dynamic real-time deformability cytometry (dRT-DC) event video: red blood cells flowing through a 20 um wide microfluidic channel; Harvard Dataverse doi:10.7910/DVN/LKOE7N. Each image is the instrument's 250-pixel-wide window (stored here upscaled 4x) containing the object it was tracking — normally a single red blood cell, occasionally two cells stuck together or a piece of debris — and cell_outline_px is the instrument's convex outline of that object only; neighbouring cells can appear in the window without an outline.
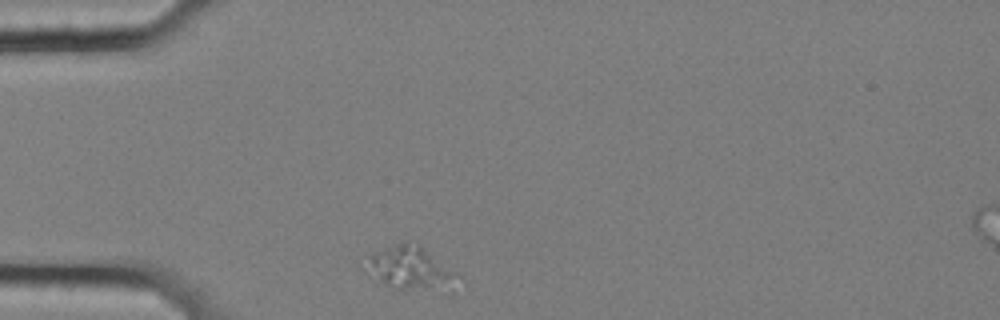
{"species": "common noctule bat (a hibernating species)", "species_latin": "Nyctalus noctula", "temperature_condition": "cold", "stored_images_in_passage": 38, "segment_of_instrument_passage": [1, 2], "camera_frame_rate_fps": 3000, "um_per_image_px": 0.085, "animal": {"sex": "female", "body_mass_g": 25.1}, "frame": {"image": 1, "passage_image": 1, "time_ms": 0.0, "image_size_px": [1000, 320], "cell_outline_px": [[468, 284], [452, 296], [396, 288], [384, 284], [372, 272], [372, 256], [376, 252], [384, 248], [408, 240], [420, 244], [460, 272], [464, 276]], "centroid_in_image_um": [35.39, 22.94], "position_along_channel_um": 49.6, "area_um2": 24.91}}
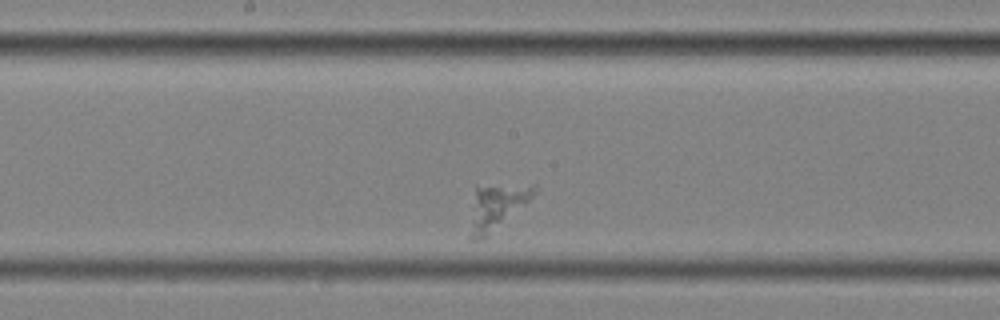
{"frame": {"image": 2, "passage_image": 17, "time_ms": 5.333, "image_size_px": [1000, 320], "cell_outline_px": [[536, 192], [524, 204], [488, 236], [480, 240], [468, 240], [468, 236], [476, 184], [536, 184]], "centroid_in_image_um": [42.17, 17.55], "position_along_channel_um": 206.0, "area_um2": 17.05}}
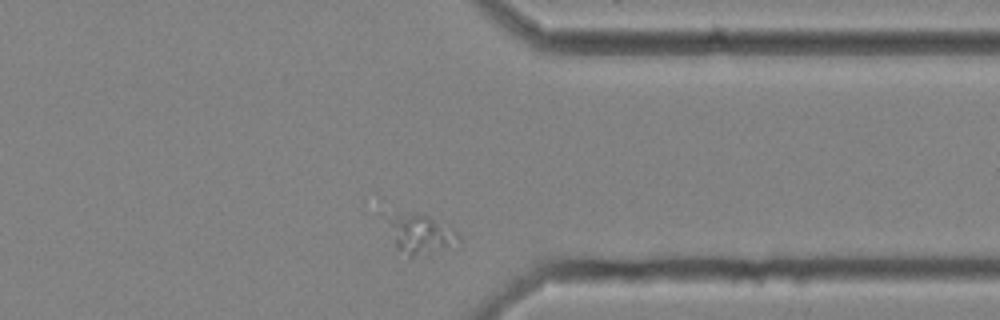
{"frame": {"image": 3, "passage_image": 33, "time_ms": 10.667, "image_size_px": [1000, 320], "cell_outline_px": [[460, 240], [412, 256], [408, 256], [396, 244], [384, 216], [428, 216], [456, 232]], "centroid_in_image_um": [35.66, 19.87], "position_along_channel_um": 375.7, "area_um2": 14.22}}